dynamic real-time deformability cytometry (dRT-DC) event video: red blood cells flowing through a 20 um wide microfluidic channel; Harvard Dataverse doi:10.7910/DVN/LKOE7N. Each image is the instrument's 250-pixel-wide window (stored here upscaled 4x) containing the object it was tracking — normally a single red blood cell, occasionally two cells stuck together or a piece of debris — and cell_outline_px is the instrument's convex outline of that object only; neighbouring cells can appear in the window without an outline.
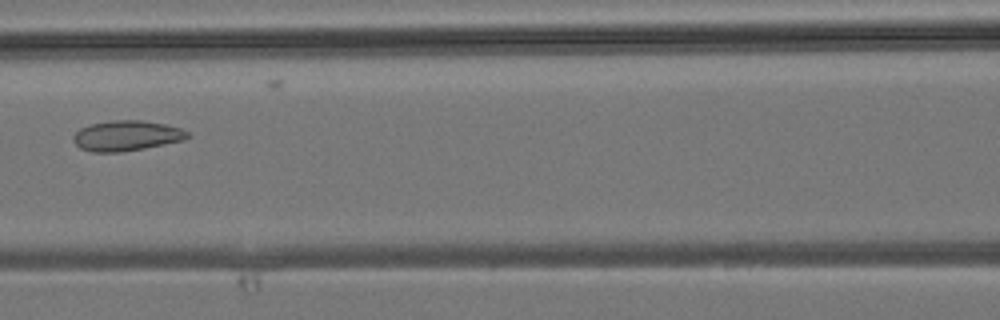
{"species": "common noctule bat (a hibernating species)", "species_latin": "Nyctalus noctula", "temperature_condition": "room temperature", "stored_images_in_passage": 37, "camera_frame_rate_fps": 3000, "um_per_image_px": 0.085, "animal": {"sex": "male", "body_mass_g": 19.2, "forearm_length_mm": 51.8}, "frame": {"image": 1, "passage_image": 20, "time_ms": 6.333, "image_size_px": [1000, 320], "cell_outline_px": [[192, 136], [184, 140], [144, 148], [120, 152], [92, 152], [80, 148], [72, 140], [72, 136], [80, 128], [92, 124], [112, 120], [144, 120], [164, 124], [180, 128], [188, 132]], "centroid_in_image_um": [10.75, 11.53], "position_along_channel_um": 155.8, "area_um2": 20.17}}
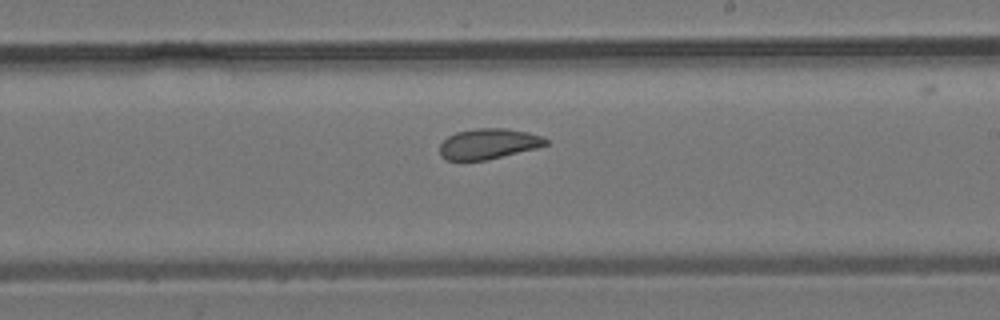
{"frame": {"image": 2, "passage_image": 26, "time_ms": 8.333, "image_size_px": [1000, 320], "cell_outline_px": [[548, 144], [536, 148], [488, 160], [444, 160], [440, 156], [440, 144], [448, 136], [456, 132], [476, 128], [504, 128], [528, 132], [544, 136], [548, 140]], "centroid_in_image_um": [41.52, 12.22], "position_along_channel_um": 247.5, "area_um2": 18.96}}
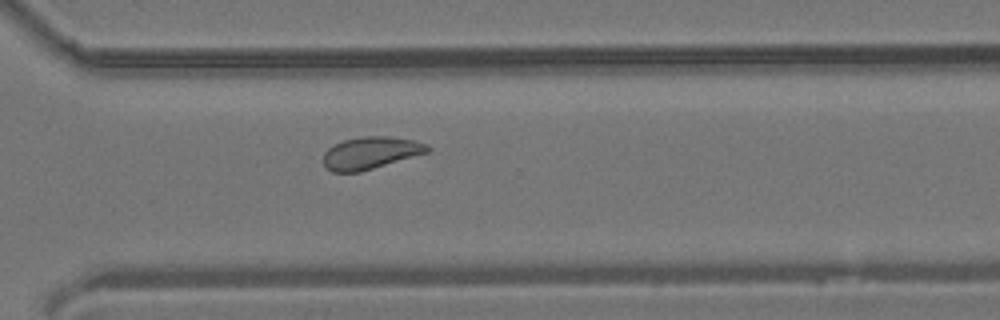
{"frame": {"image": 3, "passage_image": 32, "time_ms": 10.333, "image_size_px": [1000, 320], "cell_outline_px": [[432, 148], [428, 152], [360, 172], [332, 172], [324, 164], [324, 152], [328, 148], [344, 140], [360, 136], [388, 136], [412, 140], [428, 144]], "centroid_in_image_um": [31.51, 12.99], "position_along_channel_um": 339.1, "area_um2": 19.42}}